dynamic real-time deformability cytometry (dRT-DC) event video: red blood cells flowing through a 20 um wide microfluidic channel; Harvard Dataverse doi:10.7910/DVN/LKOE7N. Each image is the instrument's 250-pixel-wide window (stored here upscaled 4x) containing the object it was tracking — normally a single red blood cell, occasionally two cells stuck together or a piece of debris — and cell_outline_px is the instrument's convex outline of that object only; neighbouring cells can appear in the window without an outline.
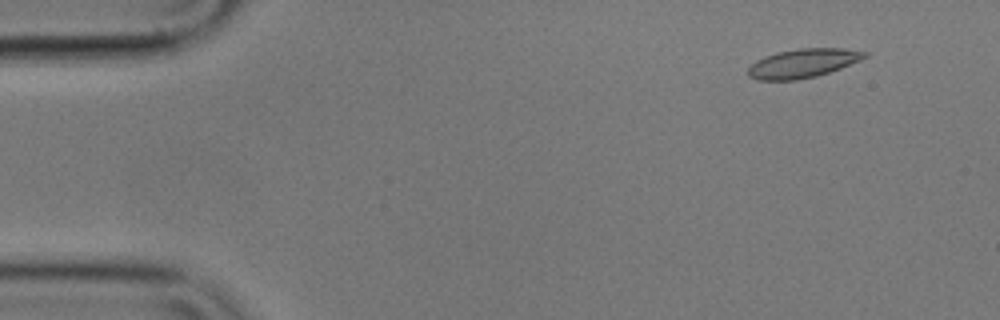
{"species": "common noctule bat (a hibernating species)", "species_latin": "Nyctalus noctula", "temperature_condition": "cold", "stored_images_in_passage": 56, "camera_frame_rate_fps": 3000, "um_per_image_px": 0.085, "animal": {"sex": "male", "body_mass_g": 17.9}, "frame": {"image": 1, "passage_image": 5, "time_ms": 1.333, "image_size_px": [1000, 320], "cell_outline_px": [[868, 56], [860, 60], [840, 68], [816, 76], [796, 80], [760, 80], [748, 76], [748, 68], [756, 60], [764, 56], [776, 52], [800, 48], [844, 48], [868, 52]], "centroid_in_image_um": [68.24, 5.37], "position_along_channel_um": 16.8, "area_um2": 19.59}}
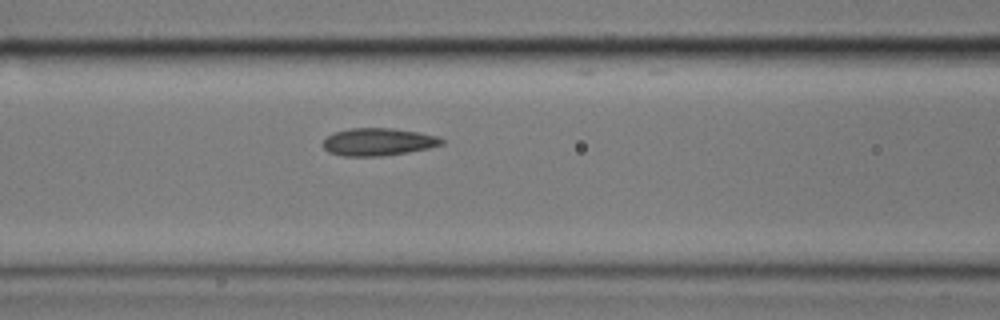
{"frame": {"image": 2, "passage_image": 23, "time_ms": 7.333, "image_size_px": [1000, 320], "cell_outline_px": [[444, 144], [428, 148], [408, 152], [384, 156], [344, 156], [328, 152], [320, 144], [332, 132], [352, 128], [392, 128], [440, 136], [444, 140]], "centroid_in_image_um": [32.13, 12.06], "position_along_channel_um": 134.5, "area_um2": 19.19}}
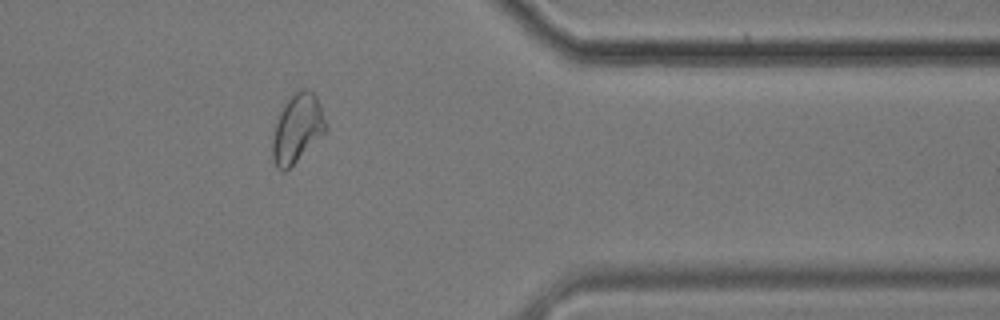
{"frame": {"image": 3, "passage_image": 46, "time_ms": 15.0, "image_size_px": [1000, 320], "cell_outline_px": [[328, 128], [284, 172], [280, 172], [276, 168], [272, 156], [272, 140], [276, 116], [292, 92], [300, 88], [308, 88], [316, 96], [320, 104], [328, 124]], "centroid_in_image_um": [25.24, 10.85], "position_along_channel_um": 386.2, "area_um2": 21.44}, "authors_computed_cell_mechanics": {"area_um2": 19.5653, "velocity_mm_per_s": 3.5072, "shape_relaxation_time_tau1_ms": 11.0346, "shape_relaxation_time_tau2_ms": 1.912, "deformation_change_tau1": 0.1932, "deformation_change_tau2": 0.0793}}